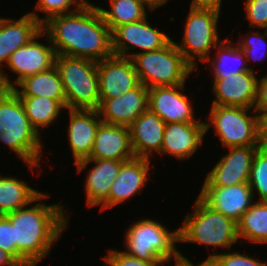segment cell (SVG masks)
Here are the masks:
<instances>
[{
    "label": "cell",
    "instance_id": "obj_31",
    "mask_svg": "<svg viewBox=\"0 0 267 266\" xmlns=\"http://www.w3.org/2000/svg\"><path fill=\"white\" fill-rule=\"evenodd\" d=\"M248 183L253 197L256 192L259 195V201L267 202V149L260 147L257 149L252 161Z\"/></svg>",
    "mask_w": 267,
    "mask_h": 266
},
{
    "label": "cell",
    "instance_id": "obj_11",
    "mask_svg": "<svg viewBox=\"0 0 267 266\" xmlns=\"http://www.w3.org/2000/svg\"><path fill=\"white\" fill-rule=\"evenodd\" d=\"M40 19L36 11L26 13L18 20L0 18V67L6 65L15 50L28 44L42 31ZM8 78L1 67L0 88L9 89Z\"/></svg>",
    "mask_w": 267,
    "mask_h": 266
},
{
    "label": "cell",
    "instance_id": "obj_27",
    "mask_svg": "<svg viewBox=\"0 0 267 266\" xmlns=\"http://www.w3.org/2000/svg\"><path fill=\"white\" fill-rule=\"evenodd\" d=\"M41 193L23 180L0 175V215H7L30 206L31 203L37 202V197Z\"/></svg>",
    "mask_w": 267,
    "mask_h": 266
},
{
    "label": "cell",
    "instance_id": "obj_9",
    "mask_svg": "<svg viewBox=\"0 0 267 266\" xmlns=\"http://www.w3.org/2000/svg\"><path fill=\"white\" fill-rule=\"evenodd\" d=\"M220 12L214 10L190 9L186 18L184 36L181 44L176 47L185 61L196 70L197 62H204L210 57L212 47L215 48L222 40H218L217 24ZM197 57V60H196ZM199 59V60H198Z\"/></svg>",
    "mask_w": 267,
    "mask_h": 266
},
{
    "label": "cell",
    "instance_id": "obj_7",
    "mask_svg": "<svg viewBox=\"0 0 267 266\" xmlns=\"http://www.w3.org/2000/svg\"><path fill=\"white\" fill-rule=\"evenodd\" d=\"M178 230L169 231L166 226L152 219H142L131 224L125 233V252L146 261L174 259L177 250Z\"/></svg>",
    "mask_w": 267,
    "mask_h": 266
},
{
    "label": "cell",
    "instance_id": "obj_15",
    "mask_svg": "<svg viewBox=\"0 0 267 266\" xmlns=\"http://www.w3.org/2000/svg\"><path fill=\"white\" fill-rule=\"evenodd\" d=\"M100 100L116 98L139 84V78L130 58L112 55L97 62Z\"/></svg>",
    "mask_w": 267,
    "mask_h": 266
},
{
    "label": "cell",
    "instance_id": "obj_20",
    "mask_svg": "<svg viewBox=\"0 0 267 266\" xmlns=\"http://www.w3.org/2000/svg\"><path fill=\"white\" fill-rule=\"evenodd\" d=\"M68 111V142L76 164L90 157L96 132L102 120L98 110L68 109Z\"/></svg>",
    "mask_w": 267,
    "mask_h": 266
},
{
    "label": "cell",
    "instance_id": "obj_37",
    "mask_svg": "<svg viewBox=\"0 0 267 266\" xmlns=\"http://www.w3.org/2000/svg\"><path fill=\"white\" fill-rule=\"evenodd\" d=\"M0 249L8 252L16 260L14 226L5 215H0Z\"/></svg>",
    "mask_w": 267,
    "mask_h": 266
},
{
    "label": "cell",
    "instance_id": "obj_30",
    "mask_svg": "<svg viewBox=\"0 0 267 266\" xmlns=\"http://www.w3.org/2000/svg\"><path fill=\"white\" fill-rule=\"evenodd\" d=\"M110 10L98 6L104 22L111 32L118 26L137 22L147 17V7L139 0H109Z\"/></svg>",
    "mask_w": 267,
    "mask_h": 266
},
{
    "label": "cell",
    "instance_id": "obj_40",
    "mask_svg": "<svg viewBox=\"0 0 267 266\" xmlns=\"http://www.w3.org/2000/svg\"><path fill=\"white\" fill-rule=\"evenodd\" d=\"M222 0H192L190 9L214 10L220 12Z\"/></svg>",
    "mask_w": 267,
    "mask_h": 266
},
{
    "label": "cell",
    "instance_id": "obj_35",
    "mask_svg": "<svg viewBox=\"0 0 267 266\" xmlns=\"http://www.w3.org/2000/svg\"><path fill=\"white\" fill-rule=\"evenodd\" d=\"M106 266H161L168 264L171 260H166L164 263L160 261H146L137 257L128 255L125 251L109 250L107 256H104Z\"/></svg>",
    "mask_w": 267,
    "mask_h": 266
},
{
    "label": "cell",
    "instance_id": "obj_28",
    "mask_svg": "<svg viewBox=\"0 0 267 266\" xmlns=\"http://www.w3.org/2000/svg\"><path fill=\"white\" fill-rule=\"evenodd\" d=\"M238 237L254 244H267V202L254 201L237 222Z\"/></svg>",
    "mask_w": 267,
    "mask_h": 266
},
{
    "label": "cell",
    "instance_id": "obj_1",
    "mask_svg": "<svg viewBox=\"0 0 267 266\" xmlns=\"http://www.w3.org/2000/svg\"><path fill=\"white\" fill-rule=\"evenodd\" d=\"M42 30L48 35L56 55L96 62L113 55L111 30L93 3L50 18L42 25Z\"/></svg>",
    "mask_w": 267,
    "mask_h": 266
},
{
    "label": "cell",
    "instance_id": "obj_6",
    "mask_svg": "<svg viewBox=\"0 0 267 266\" xmlns=\"http://www.w3.org/2000/svg\"><path fill=\"white\" fill-rule=\"evenodd\" d=\"M130 59L140 83L148 89L155 86L183 85L194 71L173 40L159 50L138 53Z\"/></svg>",
    "mask_w": 267,
    "mask_h": 266
},
{
    "label": "cell",
    "instance_id": "obj_41",
    "mask_svg": "<svg viewBox=\"0 0 267 266\" xmlns=\"http://www.w3.org/2000/svg\"><path fill=\"white\" fill-rule=\"evenodd\" d=\"M175 266H195L192 261H190L187 257L182 255V253L179 252V254L174 258ZM197 266H210L209 261L205 260L204 262H201Z\"/></svg>",
    "mask_w": 267,
    "mask_h": 266
},
{
    "label": "cell",
    "instance_id": "obj_29",
    "mask_svg": "<svg viewBox=\"0 0 267 266\" xmlns=\"http://www.w3.org/2000/svg\"><path fill=\"white\" fill-rule=\"evenodd\" d=\"M32 127L39 132L54 121L57 122L61 109H66L58 100L39 96H19ZM39 128V129H38Z\"/></svg>",
    "mask_w": 267,
    "mask_h": 266
},
{
    "label": "cell",
    "instance_id": "obj_26",
    "mask_svg": "<svg viewBox=\"0 0 267 266\" xmlns=\"http://www.w3.org/2000/svg\"><path fill=\"white\" fill-rule=\"evenodd\" d=\"M232 41L230 37H226L215 47L217 49L216 56L213 59L209 57L204 61V63L210 62L213 66L211 69L214 79H224L234 74L253 70L252 66L248 67L244 51Z\"/></svg>",
    "mask_w": 267,
    "mask_h": 266
},
{
    "label": "cell",
    "instance_id": "obj_17",
    "mask_svg": "<svg viewBox=\"0 0 267 266\" xmlns=\"http://www.w3.org/2000/svg\"><path fill=\"white\" fill-rule=\"evenodd\" d=\"M148 109V88L140 83L136 88L116 98L100 100L98 112L102 123L128 127Z\"/></svg>",
    "mask_w": 267,
    "mask_h": 266
},
{
    "label": "cell",
    "instance_id": "obj_43",
    "mask_svg": "<svg viewBox=\"0 0 267 266\" xmlns=\"http://www.w3.org/2000/svg\"><path fill=\"white\" fill-rule=\"evenodd\" d=\"M145 7L147 6L148 11L151 12L158 7L167 4L168 0H139Z\"/></svg>",
    "mask_w": 267,
    "mask_h": 266
},
{
    "label": "cell",
    "instance_id": "obj_16",
    "mask_svg": "<svg viewBox=\"0 0 267 266\" xmlns=\"http://www.w3.org/2000/svg\"><path fill=\"white\" fill-rule=\"evenodd\" d=\"M207 205L238 222L253 204V193L249 183L227 187L202 186L198 195Z\"/></svg>",
    "mask_w": 267,
    "mask_h": 266
},
{
    "label": "cell",
    "instance_id": "obj_5",
    "mask_svg": "<svg viewBox=\"0 0 267 266\" xmlns=\"http://www.w3.org/2000/svg\"><path fill=\"white\" fill-rule=\"evenodd\" d=\"M57 67L66 96L67 109L98 110L100 90L97 62L56 55Z\"/></svg>",
    "mask_w": 267,
    "mask_h": 266
},
{
    "label": "cell",
    "instance_id": "obj_32",
    "mask_svg": "<svg viewBox=\"0 0 267 266\" xmlns=\"http://www.w3.org/2000/svg\"><path fill=\"white\" fill-rule=\"evenodd\" d=\"M243 38V40H238L237 45L244 51L247 61L260 62L261 60L265 59L263 57H267V50H265L267 49V30H264V34H262L261 31H250L246 34V36H243ZM263 47L265 48L264 51L262 50ZM258 52H261V55ZM258 54L259 56L263 57H259Z\"/></svg>",
    "mask_w": 267,
    "mask_h": 266
},
{
    "label": "cell",
    "instance_id": "obj_24",
    "mask_svg": "<svg viewBox=\"0 0 267 266\" xmlns=\"http://www.w3.org/2000/svg\"><path fill=\"white\" fill-rule=\"evenodd\" d=\"M134 157L128 127L106 123L99 125L88 159L128 161Z\"/></svg>",
    "mask_w": 267,
    "mask_h": 266
},
{
    "label": "cell",
    "instance_id": "obj_34",
    "mask_svg": "<svg viewBox=\"0 0 267 266\" xmlns=\"http://www.w3.org/2000/svg\"><path fill=\"white\" fill-rule=\"evenodd\" d=\"M206 260L210 266H267L265 261L240 252L211 253Z\"/></svg>",
    "mask_w": 267,
    "mask_h": 266
},
{
    "label": "cell",
    "instance_id": "obj_8",
    "mask_svg": "<svg viewBox=\"0 0 267 266\" xmlns=\"http://www.w3.org/2000/svg\"><path fill=\"white\" fill-rule=\"evenodd\" d=\"M252 108L212 105L205 121V133L214 126V134L219 136L223 148L259 146L258 114Z\"/></svg>",
    "mask_w": 267,
    "mask_h": 266
},
{
    "label": "cell",
    "instance_id": "obj_33",
    "mask_svg": "<svg viewBox=\"0 0 267 266\" xmlns=\"http://www.w3.org/2000/svg\"><path fill=\"white\" fill-rule=\"evenodd\" d=\"M73 5H75L76 8L72 9ZM82 5L84 4L80 0H38L35 8L37 9L36 11H41L45 14V16L40 19V23L43 25L50 18L72 13L78 10Z\"/></svg>",
    "mask_w": 267,
    "mask_h": 266
},
{
    "label": "cell",
    "instance_id": "obj_2",
    "mask_svg": "<svg viewBox=\"0 0 267 266\" xmlns=\"http://www.w3.org/2000/svg\"><path fill=\"white\" fill-rule=\"evenodd\" d=\"M45 198L49 195L42 192L35 205L5 215L14 226L16 261L21 266H36L48 256L68 224V211L58 203L46 205L41 201Z\"/></svg>",
    "mask_w": 267,
    "mask_h": 266
},
{
    "label": "cell",
    "instance_id": "obj_38",
    "mask_svg": "<svg viewBox=\"0 0 267 266\" xmlns=\"http://www.w3.org/2000/svg\"><path fill=\"white\" fill-rule=\"evenodd\" d=\"M255 111H267V75L257 81V99Z\"/></svg>",
    "mask_w": 267,
    "mask_h": 266
},
{
    "label": "cell",
    "instance_id": "obj_3",
    "mask_svg": "<svg viewBox=\"0 0 267 266\" xmlns=\"http://www.w3.org/2000/svg\"><path fill=\"white\" fill-rule=\"evenodd\" d=\"M0 141L15 152L31 171L40 167L43 142L32 127L19 96L0 88Z\"/></svg>",
    "mask_w": 267,
    "mask_h": 266
},
{
    "label": "cell",
    "instance_id": "obj_12",
    "mask_svg": "<svg viewBox=\"0 0 267 266\" xmlns=\"http://www.w3.org/2000/svg\"><path fill=\"white\" fill-rule=\"evenodd\" d=\"M259 146L229 147L225 154L210 170L203 186L227 187L248 183L254 155Z\"/></svg>",
    "mask_w": 267,
    "mask_h": 266
},
{
    "label": "cell",
    "instance_id": "obj_36",
    "mask_svg": "<svg viewBox=\"0 0 267 266\" xmlns=\"http://www.w3.org/2000/svg\"><path fill=\"white\" fill-rule=\"evenodd\" d=\"M244 7L249 26L267 30V0H246Z\"/></svg>",
    "mask_w": 267,
    "mask_h": 266
},
{
    "label": "cell",
    "instance_id": "obj_21",
    "mask_svg": "<svg viewBox=\"0 0 267 266\" xmlns=\"http://www.w3.org/2000/svg\"><path fill=\"white\" fill-rule=\"evenodd\" d=\"M205 122L165 124L161 154L177 159H189L203 142Z\"/></svg>",
    "mask_w": 267,
    "mask_h": 266
},
{
    "label": "cell",
    "instance_id": "obj_14",
    "mask_svg": "<svg viewBox=\"0 0 267 266\" xmlns=\"http://www.w3.org/2000/svg\"><path fill=\"white\" fill-rule=\"evenodd\" d=\"M185 84L175 86H155L148 89V109L158 115L166 124L190 123L196 121L194 108L189 98L181 91Z\"/></svg>",
    "mask_w": 267,
    "mask_h": 266
},
{
    "label": "cell",
    "instance_id": "obj_22",
    "mask_svg": "<svg viewBox=\"0 0 267 266\" xmlns=\"http://www.w3.org/2000/svg\"><path fill=\"white\" fill-rule=\"evenodd\" d=\"M91 162L95 166L87 174L84 189L87 197L86 205L90 208L101 205L108 198L112 183L117 178L121 165L125 161L85 159L74 165H76L78 173H81Z\"/></svg>",
    "mask_w": 267,
    "mask_h": 266
},
{
    "label": "cell",
    "instance_id": "obj_44",
    "mask_svg": "<svg viewBox=\"0 0 267 266\" xmlns=\"http://www.w3.org/2000/svg\"><path fill=\"white\" fill-rule=\"evenodd\" d=\"M83 4H91L90 2H88L87 0H80Z\"/></svg>",
    "mask_w": 267,
    "mask_h": 266
},
{
    "label": "cell",
    "instance_id": "obj_25",
    "mask_svg": "<svg viewBox=\"0 0 267 266\" xmlns=\"http://www.w3.org/2000/svg\"><path fill=\"white\" fill-rule=\"evenodd\" d=\"M12 90L18 96H43L58 100L66 108L63 83L55 65L49 70L22 79Z\"/></svg>",
    "mask_w": 267,
    "mask_h": 266
},
{
    "label": "cell",
    "instance_id": "obj_42",
    "mask_svg": "<svg viewBox=\"0 0 267 266\" xmlns=\"http://www.w3.org/2000/svg\"><path fill=\"white\" fill-rule=\"evenodd\" d=\"M21 266L8 252L0 249V266Z\"/></svg>",
    "mask_w": 267,
    "mask_h": 266
},
{
    "label": "cell",
    "instance_id": "obj_10",
    "mask_svg": "<svg viewBox=\"0 0 267 266\" xmlns=\"http://www.w3.org/2000/svg\"><path fill=\"white\" fill-rule=\"evenodd\" d=\"M147 19L148 17L120 25L111 32L114 55L131 58L138 53L159 50L172 40L159 29L152 27ZM136 48L142 51L134 53L129 51Z\"/></svg>",
    "mask_w": 267,
    "mask_h": 266
},
{
    "label": "cell",
    "instance_id": "obj_18",
    "mask_svg": "<svg viewBox=\"0 0 267 266\" xmlns=\"http://www.w3.org/2000/svg\"><path fill=\"white\" fill-rule=\"evenodd\" d=\"M257 81L254 70L234 74L224 79H214L212 105L254 109L257 99Z\"/></svg>",
    "mask_w": 267,
    "mask_h": 266
},
{
    "label": "cell",
    "instance_id": "obj_19",
    "mask_svg": "<svg viewBox=\"0 0 267 266\" xmlns=\"http://www.w3.org/2000/svg\"><path fill=\"white\" fill-rule=\"evenodd\" d=\"M150 159L133 158L125 161L119 170L117 178L112 183L108 198L101 204V211L113 208L119 203L142 192L149 179Z\"/></svg>",
    "mask_w": 267,
    "mask_h": 266
},
{
    "label": "cell",
    "instance_id": "obj_39",
    "mask_svg": "<svg viewBox=\"0 0 267 266\" xmlns=\"http://www.w3.org/2000/svg\"><path fill=\"white\" fill-rule=\"evenodd\" d=\"M258 114V143L267 149V111H255Z\"/></svg>",
    "mask_w": 267,
    "mask_h": 266
},
{
    "label": "cell",
    "instance_id": "obj_4",
    "mask_svg": "<svg viewBox=\"0 0 267 266\" xmlns=\"http://www.w3.org/2000/svg\"><path fill=\"white\" fill-rule=\"evenodd\" d=\"M193 210L184 218L182 227L177 229L178 242L229 249L239 241L237 222L215 211L199 196Z\"/></svg>",
    "mask_w": 267,
    "mask_h": 266
},
{
    "label": "cell",
    "instance_id": "obj_23",
    "mask_svg": "<svg viewBox=\"0 0 267 266\" xmlns=\"http://www.w3.org/2000/svg\"><path fill=\"white\" fill-rule=\"evenodd\" d=\"M165 124L147 109L128 126L135 158L149 159L154 153L161 154Z\"/></svg>",
    "mask_w": 267,
    "mask_h": 266
},
{
    "label": "cell",
    "instance_id": "obj_13",
    "mask_svg": "<svg viewBox=\"0 0 267 266\" xmlns=\"http://www.w3.org/2000/svg\"><path fill=\"white\" fill-rule=\"evenodd\" d=\"M43 35L45 32L42 30L28 44L10 55L5 66H8L18 76L14 81H9V89H13L22 79L49 70L55 65L56 54L48 35H46L47 46L37 41Z\"/></svg>",
    "mask_w": 267,
    "mask_h": 266
}]
</instances>
